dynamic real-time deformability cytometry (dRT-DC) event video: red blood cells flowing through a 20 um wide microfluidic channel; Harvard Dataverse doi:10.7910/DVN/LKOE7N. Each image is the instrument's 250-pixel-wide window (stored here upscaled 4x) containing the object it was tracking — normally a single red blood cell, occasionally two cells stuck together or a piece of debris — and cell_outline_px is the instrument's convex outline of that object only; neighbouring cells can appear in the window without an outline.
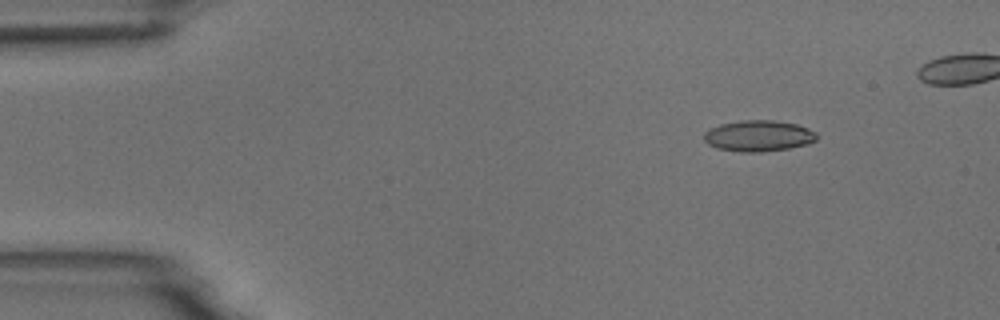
{"species": "common noctule bat (a hibernating species)", "species_latin": "Nyctalus noctula", "temperature_condition": "room temperature", "stored_images_in_passage": 5, "camera_frame_rate_fps": 3000, "um_per_image_px": 0.085, "animal": {"sex": "male", "body_mass_g": 18.8}, "frame": {"image": 1, "passage_image": 2, "time_ms": 1.0, "image_size_px": [1000, 320], "cell_outline_px": [[816, 140], [808, 144], [788, 148], [760, 152], [740, 152], [716, 148], [708, 144], [704, 140], [704, 132], [708, 128], [720, 124], [740, 120], [776, 120], [796, 124], [808, 128], [816, 132]], "centroid_in_image_um": [64.44, 11.54], "position_along_channel_um": 20.6, "area_um2": 20.58}}